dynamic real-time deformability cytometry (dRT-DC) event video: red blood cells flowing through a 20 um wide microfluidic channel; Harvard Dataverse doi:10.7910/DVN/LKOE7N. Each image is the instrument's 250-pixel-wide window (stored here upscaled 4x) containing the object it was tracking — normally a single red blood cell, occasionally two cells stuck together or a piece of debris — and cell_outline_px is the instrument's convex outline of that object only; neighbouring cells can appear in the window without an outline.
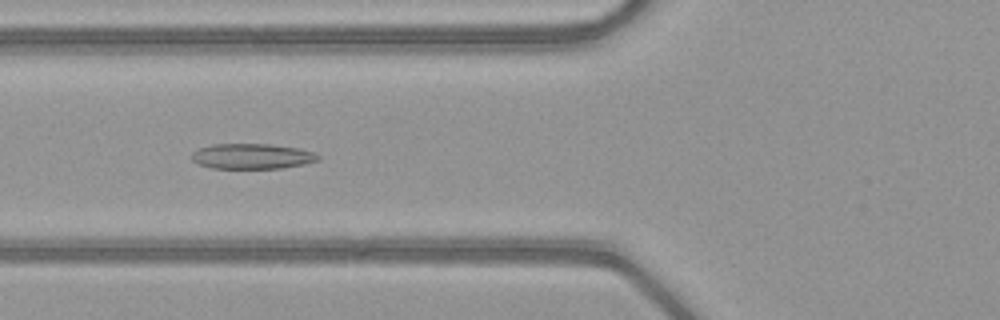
{"species": "common noctule bat (a hibernating species)", "species_latin": "Nyctalus noctula", "temperature_condition": "warm", "stored_images_in_passage": 52, "camera_frame_rate_fps": 3000, "um_per_image_px": 0.085, "animal": {"sex": "female", "body_mass_g": 21.9}, "frame": {"image": 1, "passage_image": 21, "time_ms": 6.667, "image_size_px": [1000, 320], "cell_outline_px": [[320, 160], [304, 164], [280, 168], [212, 168], [200, 164], [192, 160], [192, 152], [200, 148], [212, 144], [272, 144], [300, 148], [312, 152], [320, 156]], "centroid_in_image_um": [21.45, 13.27], "position_along_channel_um": 104.4, "area_um2": 18.61}}
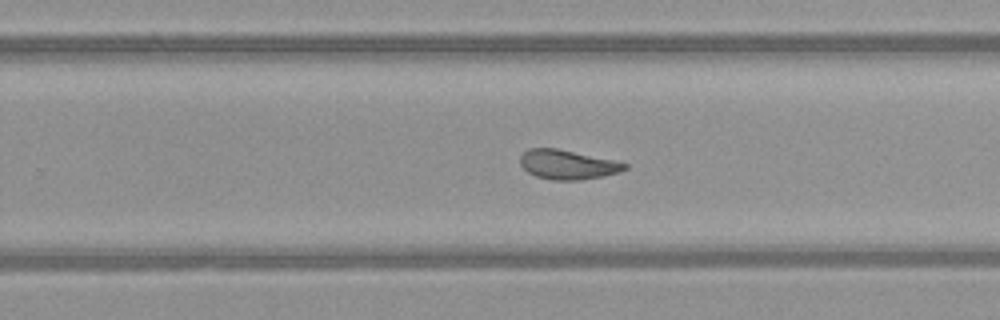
{"frame": {"image": 2, "passage_image": 34, "time_ms": 11.0, "image_size_px": [1000, 320], "cell_outline_px": [[628, 168], [620, 172], [580, 180], [552, 180], [536, 176], [528, 172], [520, 164], [520, 156], [528, 148], [556, 148], [612, 160], [628, 164]], "centroid_in_image_um": [48.21, 13.99], "position_along_channel_um": 281.6, "area_um2": 17.69}}
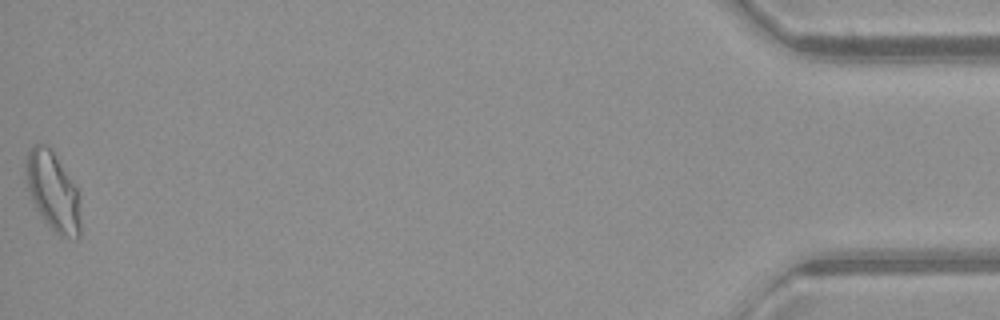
{"frame": {"image": 3, "passage_image": 52, "time_ms": 17.0, "image_size_px": [1000, 320], "cell_outline_px": [[80, 236], [76, 240], [60, 236], [40, 216], [32, 200], [28, 188], [24, 164], [24, 160], [32, 144], [48, 144], [76, 188], [80, 220]], "centroid_in_image_um": [4.47, 16.26], "position_along_channel_um": 430.7, "area_um2": 24.85}, "authors_computed_cell_mechanics": {"area_um2": 20.1144, "velocity_mm_per_s": 4.0849, "shape_relaxation_time_tau1_ms": null, "shape_relaxation_time_tau2_ms": 1.6294, "deformation_change_tau1": null, "deformation_change_tau2": 0.0912}}